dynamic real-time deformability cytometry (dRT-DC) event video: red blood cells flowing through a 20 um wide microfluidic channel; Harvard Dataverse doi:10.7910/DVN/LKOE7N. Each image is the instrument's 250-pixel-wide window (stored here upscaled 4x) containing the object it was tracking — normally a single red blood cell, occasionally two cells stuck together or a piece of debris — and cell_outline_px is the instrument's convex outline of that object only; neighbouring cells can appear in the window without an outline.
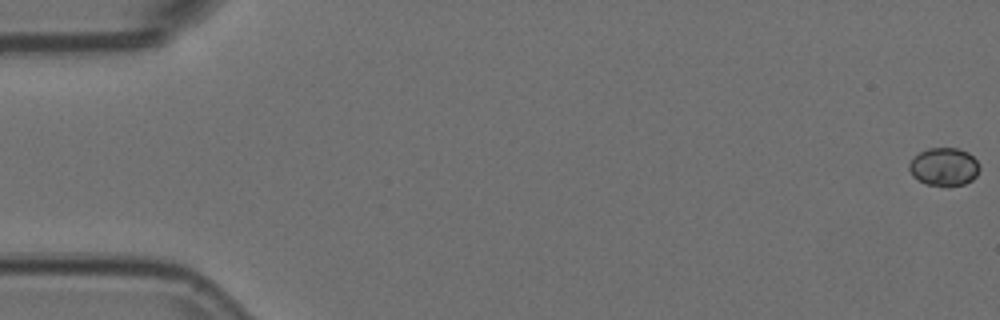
{"species": "Egyptian fruit bat (a non-hibernating species)", "species_latin": "Rousettus aegyptiacus", "temperature_condition": "room temperature", "stored_images_in_passage": 51, "camera_frame_rate_fps": 3000, "um_per_image_px": 0.085, "animal": {"sex": "female"}, "frame": {"image": 1, "passage_image": 1, "time_ms": 0.0, "image_size_px": [1000, 320], "cell_outline_px": [[980, 168], [976, 176], [972, 180], [964, 184], [924, 184], [912, 176], [908, 168], [908, 164], [912, 156], [928, 148], [960, 148], [968, 152], [980, 164]], "centroid_in_image_um": [80.22, 14.14], "position_along_channel_um": 4.8, "area_um2": 15.61}}
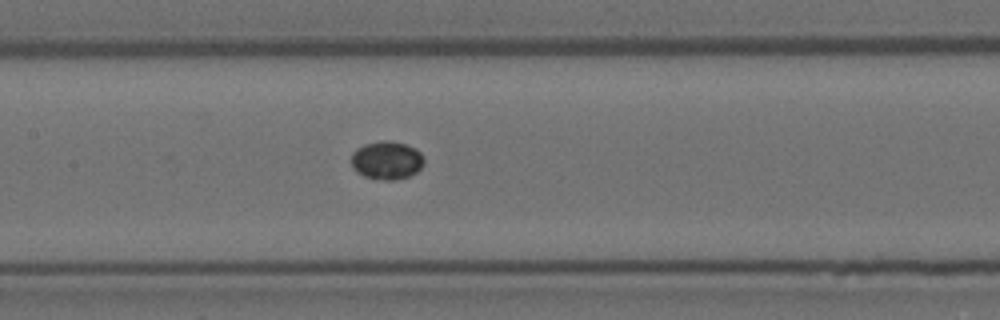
{"frame": {"image": 2, "passage_image": 27, "time_ms": 8.667, "image_size_px": [1000, 320], "cell_outline_px": [[424, 164], [416, 172], [408, 176], [396, 180], [376, 180], [364, 176], [356, 172], [352, 168], [352, 152], [356, 148], [364, 144], [384, 140], [388, 140], [404, 144], [416, 148], [424, 156]], "centroid_in_image_um": [32.86, 13.63], "position_along_channel_um": 174.5, "area_um2": 16.42}}
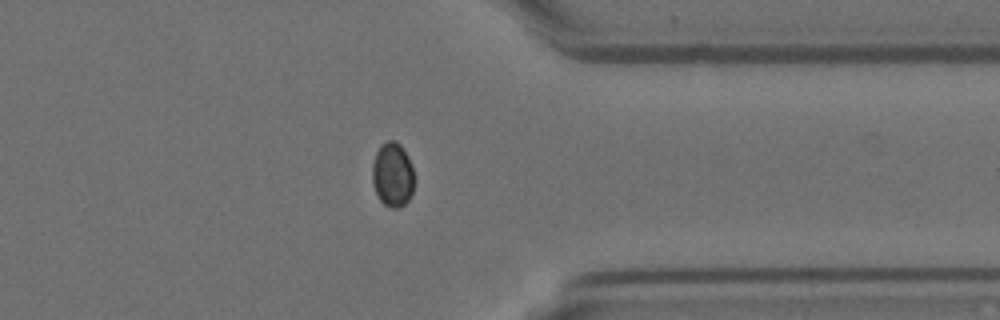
{"frame": {"image": 3, "passage_image": 44, "time_ms": 14.333, "image_size_px": [1000, 320], "cell_outline_px": [[412, 196], [400, 208], [392, 208], [384, 204], [380, 200], [372, 184], [372, 164], [376, 152], [380, 144], [388, 140], [392, 140], [400, 144], [408, 156], [412, 164]], "centroid_in_image_um": [33.35, 14.84], "position_along_channel_um": 378.1, "area_um2": 15.78}}